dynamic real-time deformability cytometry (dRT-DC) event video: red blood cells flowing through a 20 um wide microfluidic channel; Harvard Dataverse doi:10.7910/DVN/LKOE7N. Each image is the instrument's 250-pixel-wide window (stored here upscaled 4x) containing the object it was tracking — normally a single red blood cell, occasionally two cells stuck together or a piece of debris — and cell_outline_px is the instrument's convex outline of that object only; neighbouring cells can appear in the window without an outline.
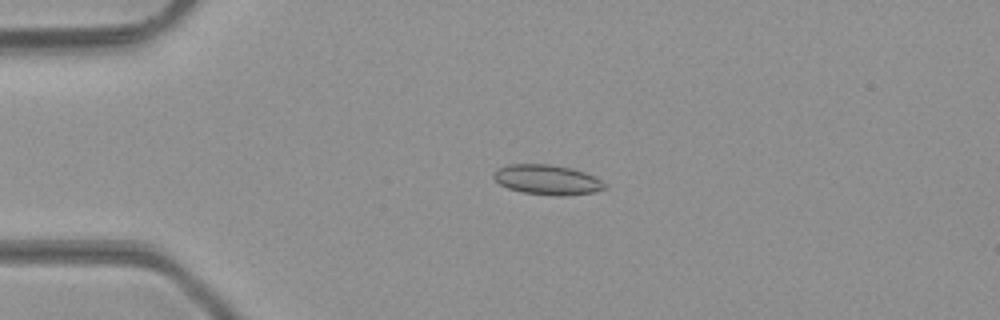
{"species": "common noctule bat (a hibernating species)", "species_latin": "Nyctalus noctula", "temperature_condition": "room temperature", "stored_images_in_passage": 44, "camera_frame_rate_fps": 3000, "um_per_image_px": 0.085, "animal": {"sex": "male", "body_mass_g": 23.1, "forearm_length_mm": 52.7}, "frame": {"image": 1, "passage_image": 7, "time_ms": 2.0, "image_size_px": [1000, 320], "cell_outline_px": [[608, 188], [596, 192], [564, 196], [556, 196], [520, 192], [508, 188], [500, 184], [492, 176], [496, 168], [508, 164], [548, 164], [572, 168], [596, 176]], "centroid_in_image_um": [46.52, 15.28], "position_along_channel_um": 38.5, "area_um2": 19.59}}
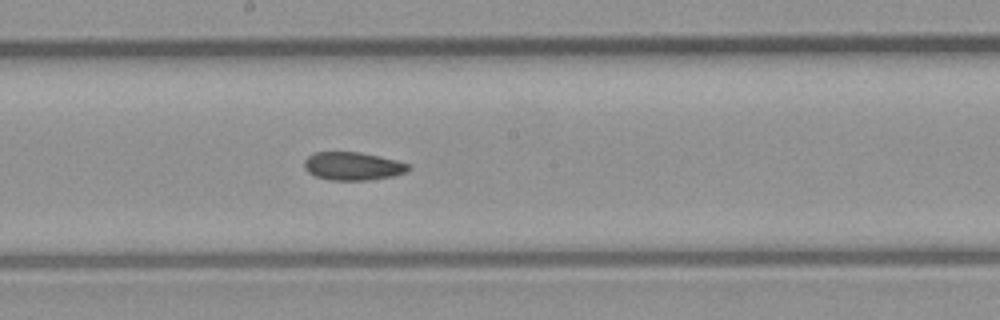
{"frame": {"image": 2, "passage_image": 22, "time_ms": 7.0, "image_size_px": [1000, 320], "cell_outline_px": [[412, 168], [408, 172], [392, 176], [368, 180], [332, 180], [316, 176], [308, 172], [304, 168], [304, 160], [308, 156], [316, 152], [360, 152], [396, 160], [412, 164]], "centroid_in_image_um": [30.03, 14.12], "position_along_channel_um": 218.2, "area_um2": 17.17}}
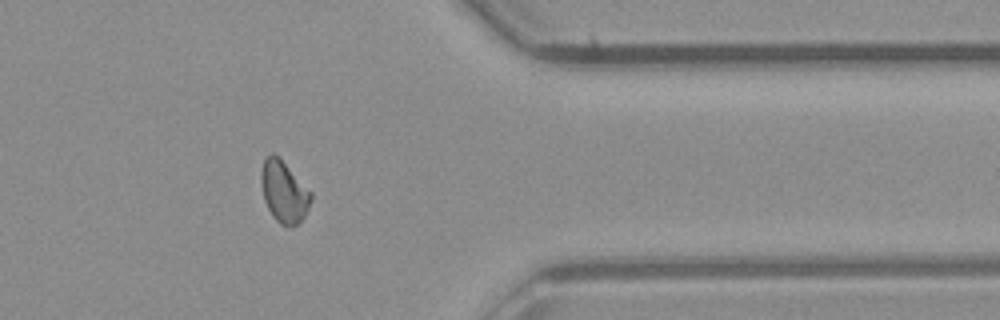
{"frame": {"image": 3, "passage_image": 35, "time_ms": 11.333, "image_size_px": [1000, 320], "cell_outline_px": [[312, 200], [304, 216], [296, 224], [280, 224], [272, 216], [264, 200], [260, 180], [260, 172], [264, 160], [272, 152], [312, 192]], "centroid_in_image_um": [24.12, 16.3], "position_along_channel_um": 387.3, "area_um2": 17.34}, "authors_computed_cell_mechanics": {"area_um2": 17.5134, "velocity_mm_per_s": 4.2708, "shape_relaxation_time_tau1_ms": null, "shape_relaxation_time_tau2_ms": 4.0717, "deformation_change_tau1": null, "deformation_change_tau2": 0.0894}}